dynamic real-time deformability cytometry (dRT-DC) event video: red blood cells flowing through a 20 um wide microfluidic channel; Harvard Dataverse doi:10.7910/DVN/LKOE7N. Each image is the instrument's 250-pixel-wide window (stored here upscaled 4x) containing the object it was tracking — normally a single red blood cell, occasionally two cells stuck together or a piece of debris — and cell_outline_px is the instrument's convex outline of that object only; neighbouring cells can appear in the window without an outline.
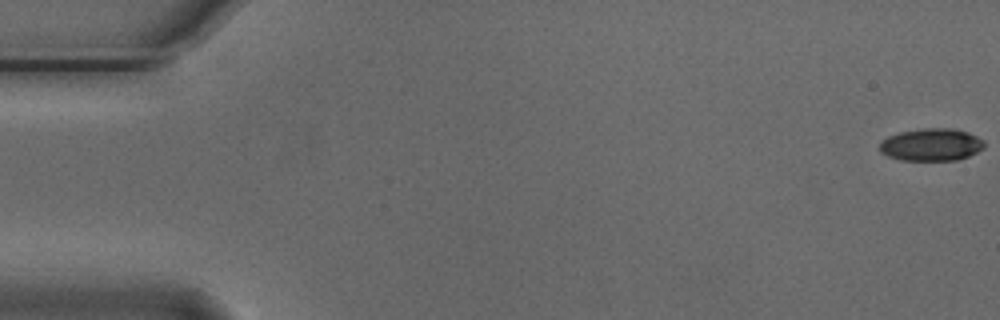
{"species": "Egyptian fruit bat (a non-hibernating species)", "species_latin": "Rousettus aegyptiacus", "temperature_condition": "cold", "stored_images_in_passage": 6, "camera_frame_rate_fps": 3000, "um_per_image_px": 0.085, "animal": {"sex": "male"}, "frame": {"image": 1, "passage_image": 1, "time_ms": 0.0, "image_size_px": [1000, 320], "cell_outline_px": [[984, 148], [968, 156], [956, 160], [900, 160], [888, 156], [880, 152], [880, 140], [888, 136], [900, 132], [920, 128], [952, 128], [968, 132], [984, 140]], "centroid_in_image_um": [79.15, 12.29], "position_along_channel_um": 5.9, "area_um2": 19.88}}